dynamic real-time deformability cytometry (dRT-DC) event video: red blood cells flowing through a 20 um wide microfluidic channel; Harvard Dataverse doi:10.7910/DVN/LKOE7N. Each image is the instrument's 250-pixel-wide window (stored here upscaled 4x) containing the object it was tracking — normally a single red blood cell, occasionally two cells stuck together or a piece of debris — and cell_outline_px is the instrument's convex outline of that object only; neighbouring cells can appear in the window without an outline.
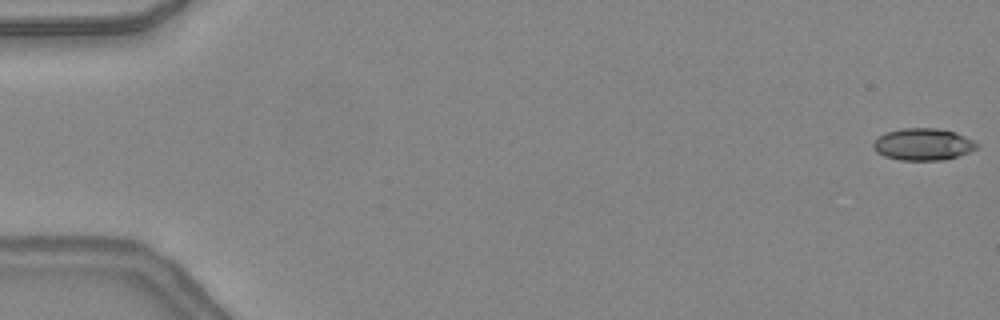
{"species": "common noctule bat (a hibernating species)", "species_latin": "Nyctalus noctula", "temperature_condition": "warm", "stored_images_in_passage": 48, "camera_frame_rate_fps": 3000, "um_per_image_px": 0.085, "animal": {"sex": "female", "body_mass_g": 24.6, "forearm_length_mm": 56.2}, "frame": {"image": 1, "passage_image": 1, "time_ms": 0.0, "image_size_px": [1000, 320], "cell_outline_px": [[980, 144], [976, 148], [968, 152], [956, 156], [940, 160], [900, 160], [884, 156], [876, 152], [872, 144], [880, 136], [888, 132], [900, 128], [936, 128], [956, 132]], "centroid_in_image_um": [78.45, 12.26], "position_along_channel_um": 6.5, "area_um2": 19.07}}
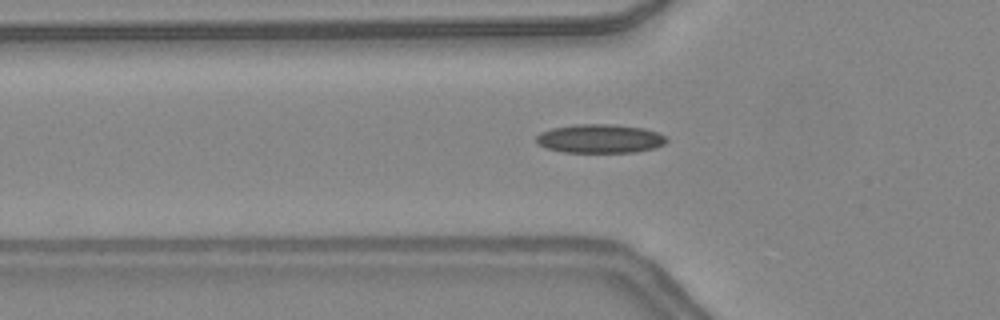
{"frame": {"image": 2, "passage_image": 17, "time_ms": 5.333, "image_size_px": [1000, 320], "cell_outline_px": [[668, 140], [664, 144], [656, 148], [636, 152], [564, 152], [544, 148], [536, 144], [536, 136], [540, 132], [552, 128], [576, 124], [608, 124], [644, 128], [656, 132], [664, 136]], "centroid_in_image_um": [50.96, 11.79], "position_along_channel_um": 74.8, "area_um2": 21.96}}
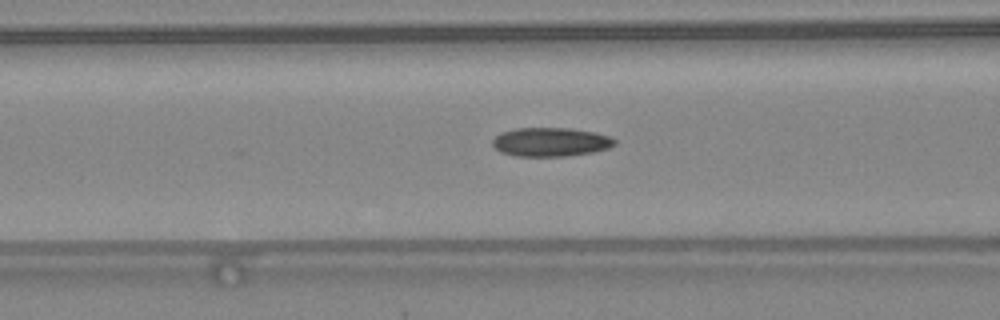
{"frame": {"image": 3, "passage_image": 20, "time_ms": 6.333, "image_size_px": [1000, 320], "cell_outline_px": [[616, 144], [608, 148], [592, 152], [564, 156], [516, 156], [500, 152], [492, 144], [492, 140], [500, 132], [516, 128], [572, 128], [596, 132], [608, 136], [616, 140]], "centroid_in_image_um": [46.79, 12.06], "position_along_channel_um": 119.8, "area_um2": 20.58}, "authors_computed_cell_mechanics": {"area_um2": 19.8543, "velocity_mm_per_s": 4.3938, "shape_relaxation_time_tau1_ms": null, "shape_relaxation_time_tau2_ms": 3.2956, "deformation_change_tau1": null, "deformation_change_tau2": 0.1061}}